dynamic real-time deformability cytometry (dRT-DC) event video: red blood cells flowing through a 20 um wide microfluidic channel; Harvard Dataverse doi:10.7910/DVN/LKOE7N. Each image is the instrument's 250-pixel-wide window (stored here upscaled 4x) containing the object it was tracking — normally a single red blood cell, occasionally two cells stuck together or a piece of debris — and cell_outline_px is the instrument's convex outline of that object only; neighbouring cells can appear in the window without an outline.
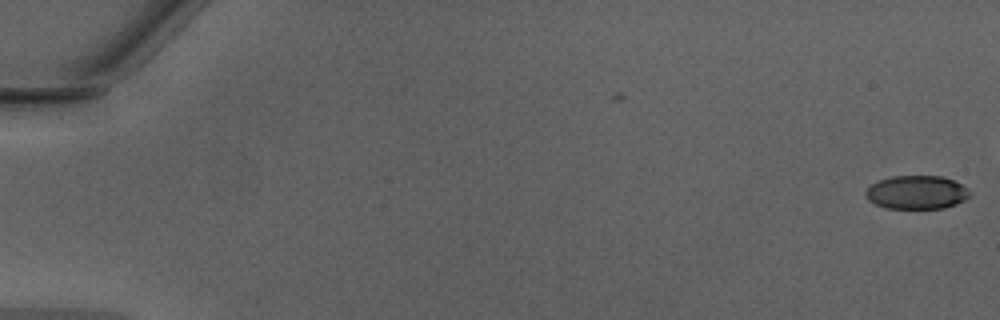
{"species": "Egyptian fruit bat (a non-hibernating species)", "species_latin": "Rousettus aegyptiacus", "temperature_condition": "warm", "stored_images_in_passage": 17, "camera_frame_rate_fps": 3000, "um_per_image_px": 0.085, "animal": {"sex": "male"}, "frame": {"image": 1, "passage_image": 1, "time_ms": 0.0, "image_size_px": [1000, 320], "cell_outline_px": [[972, 196], [956, 204], [944, 208], [884, 208], [868, 200], [864, 196], [864, 192], [872, 184], [880, 180], [892, 176], [944, 176], [968, 188], [972, 192]], "centroid_in_image_um": [77.93, 16.35], "position_along_channel_um": 7.1, "area_um2": 20.46}}